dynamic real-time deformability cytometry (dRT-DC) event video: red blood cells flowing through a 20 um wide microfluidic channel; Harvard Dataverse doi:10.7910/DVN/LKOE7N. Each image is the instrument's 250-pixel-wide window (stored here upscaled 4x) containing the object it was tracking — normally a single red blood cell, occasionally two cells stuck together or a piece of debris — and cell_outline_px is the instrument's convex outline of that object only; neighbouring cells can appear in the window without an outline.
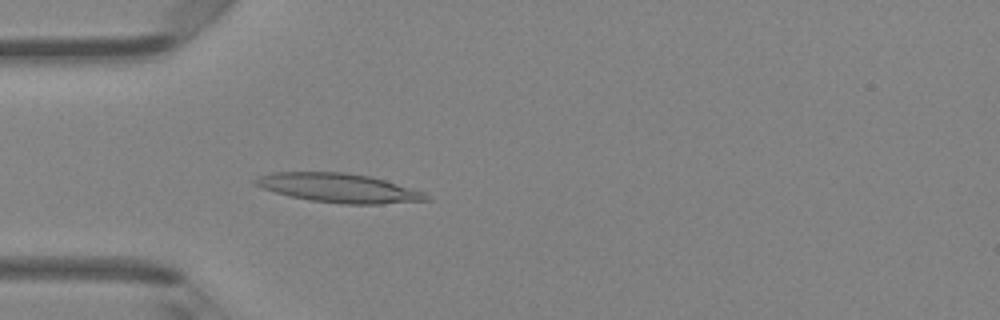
{"species": "Egyptian fruit bat (a non-hibernating species)", "species_latin": "Rousettus aegyptiacus", "temperature_condition": "room temperature", "stored_images_in_passage": 3, "camera_frame_rate_fps": 3000, "um_per_image_px": 0.085, "animal": {"sex": "female"}, "frame": {"image": 1, "passage_image": 3, "time_ms": 0.667, "image_size_px": [1000, 320], "cell_outline_px": [[432, 200], [380, 204], [344, 204], [308, 200], [276, 192], [252, 184], [252, 180], [260, 176], [272, 172], [344, 172], [372, 176], [424, 192], [432, 196]], "centroid_in_image_um": [28.84, 15.98], "position_along_channel_um": 56.2, "area_um2": 29.02}}